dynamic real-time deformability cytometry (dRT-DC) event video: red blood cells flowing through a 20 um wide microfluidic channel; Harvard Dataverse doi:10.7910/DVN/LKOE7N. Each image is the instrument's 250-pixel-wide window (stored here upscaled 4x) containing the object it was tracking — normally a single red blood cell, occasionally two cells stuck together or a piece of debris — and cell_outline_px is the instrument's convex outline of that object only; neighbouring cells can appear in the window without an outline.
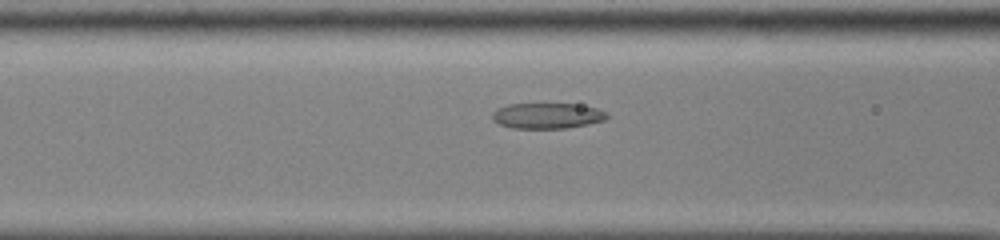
{"species": "common noctule bat (a hibernating species)", "species_latin": "Nyctalus noctula", "temperature_condition": "cold", "stored_images_in_passage": 47, "camera_frame_rate_fps": 3000, "um_per_image_px": 0.085, "animal": {"sex": "male", "body_mass_g": 13.0, "forearm_length_mm": 53.1}, "frame": {"image": 1, "passage_image": 17, "time_ms": 5.333, "image_size_px": [1000, 240], "cell_outline_px": [[608, 116], [604, 120], [588, 124], [568, 128], [512, 128], [500, 124], [492, 120], [492, 112], [496, 108], [508, 104], [580, 104], [596, 108], [608, 112]], "centroid_in_image_um": [46.51, 9.83], "position_along_channel_um": 120.1, "area_um2": 17.22}}
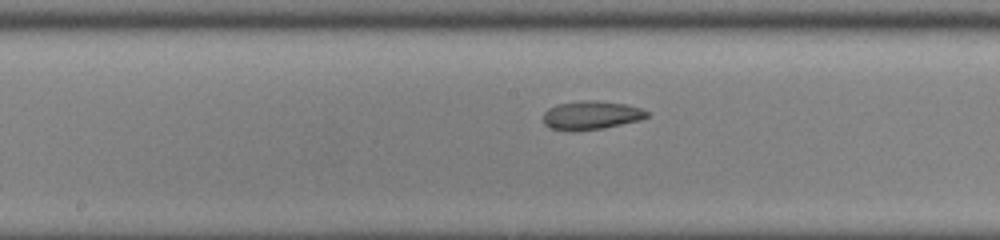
{"frame": {"image": 2, "passage_image": 23, "time_ms": 7.333, "image_size_px": [1000, 240], "cell_outline_px": [[648, 116], [640, 120], [604, 128], [576, 132], [568, 132], [548, 128], [544, 124], [544, 112], [548, 108], [556, 104], [584, 100], [596, 100], [624, 104], [640, 108], [648, 112]], "centroid_in_image_um": [50.19, 9.82], "position_along_channel_um": 198.0, "area_um2": 17.57}}
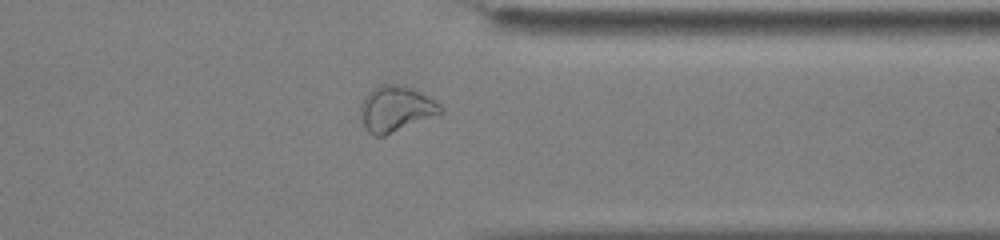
{"frame": {"image": 3, "passage_image": 37, "time_ms": 12.0, "image_size_px": [1000, 240], "cell_outline_px": [[444, 112], [384, 136], [372, 136], [368, 132], [360, 116], [360, 104], [364, 96], [372, 88], [380, 84], [392, 84], [408, 88], [420, 92], [428, 96], [440, 104], [444, 108]], "centroid_in_image_um": [33.62, 9.26], "position_along_channel_um": 377.8, "area_um2": 21.21}, "authors_computed_cell_mechanics": {"area_um2": 19.363, "velocity_mm_per_s": 3.885, "shape_relaxation_time_tau1_ms": 5.3286, "shape_relaxation_time_tau2_ms": 3.062, "deformation_change_tau1": 0.1527, "deformation_change_tau2": 0.0961}}